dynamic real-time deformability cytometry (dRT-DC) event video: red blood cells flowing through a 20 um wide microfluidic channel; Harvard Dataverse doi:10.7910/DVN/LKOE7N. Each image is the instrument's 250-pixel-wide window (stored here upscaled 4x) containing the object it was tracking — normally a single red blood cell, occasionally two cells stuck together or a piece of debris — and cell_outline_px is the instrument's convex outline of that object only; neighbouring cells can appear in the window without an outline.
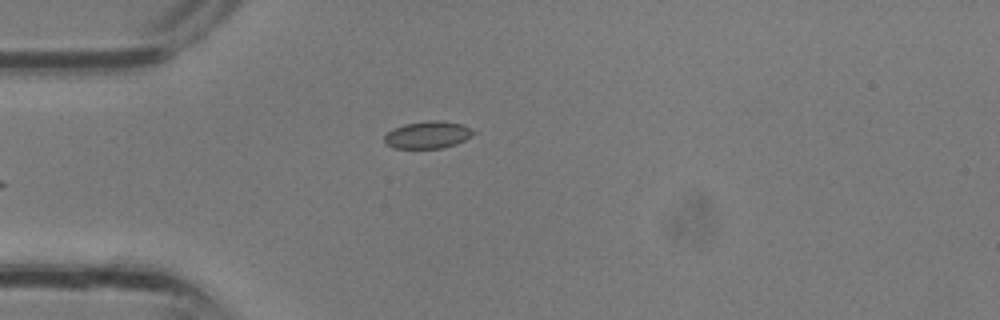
{"species": "common noctule bat (a hibernating species)", "species_latin": "Nyctalus noctula", "temperature_condition": "room temperature", "stored_images_in_passage": 2, "camera_frame_rate_fps": 3000, "um_per_image_px": 0.085, "animal": {"sex": "male", "body_mass_g": 13.3}, "frame": {"image": 1, "passage_image": 2, "time_ms": 0.333, "image_size_px": [1000, 320], "cell_outline_px": [[480, 132], [456, 144], [444, 148], [392, 148], [384, 140], [384, 136], [388, 132], [404, 124], [432, 120], [436, 120], [460, 124]], "centroid_in_image_um": [36.41, 11.47], "position_along_channel_um": 48.6, "area_um2": 14.05}}